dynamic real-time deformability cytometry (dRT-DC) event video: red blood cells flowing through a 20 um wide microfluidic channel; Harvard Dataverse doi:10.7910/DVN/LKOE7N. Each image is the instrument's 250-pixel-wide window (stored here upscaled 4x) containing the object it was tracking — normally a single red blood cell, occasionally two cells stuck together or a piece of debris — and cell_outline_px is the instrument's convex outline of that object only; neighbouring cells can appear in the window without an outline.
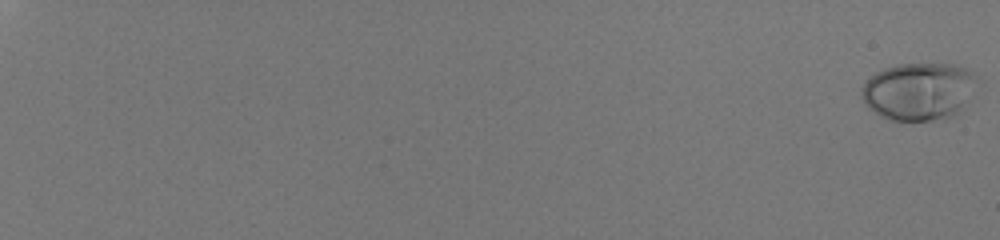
{"species": "human", "species_latin": "Homo sapiens", "temperature_condition": "room temperature", "stored_images_in_passage": 58, "camera_frame_rate_fps": 3000, "um_per_image_px": 0.085, "donor": {"sex": "male"}, "frame": {"image": 1, "passage_image": 1, "time_ms": 0.0, "image_size_px": [1000, 240], "cell_outline_px": [[984, 84], [952, 116], [932, 120], [888, 120], [880, 116], [868, 108], [864, 104], [860, 92], [860, 88], [876, 72], [884, 68], [896, 64], [956, 64], [980, 76]], "centroid_in_image_um": [78.16, 7.74], "position_along_channel_um": 6.8, "area_um2": 39.54}}
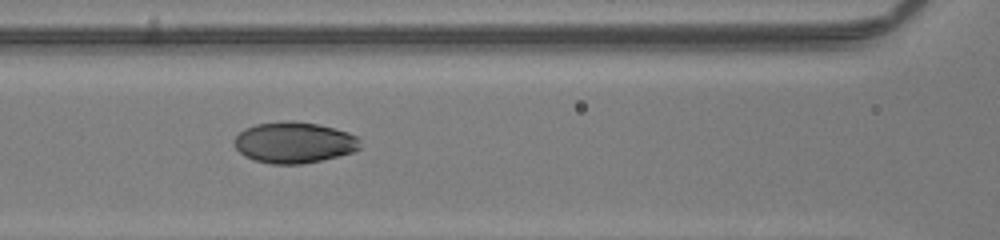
{"frame": {"image": 2, "passage_image": 33, "time_ms": 10.667, "image_size_px": [1000, 240], "cell_outline_px": [[360, 148], [352, 152], [320, 160], [300, 164], [272, 164], [256, 160], [244, 156], [232, 144], [232, 140], [244, 128], [256, 124], [284, 120], [292, 120], [316, 124], [348, 132], [356, 136], [360, 140]], "centroid_in_image_um": [24.95, 12.1], "position_along_channel_um": 141.6, "area_um2": 30.11}}
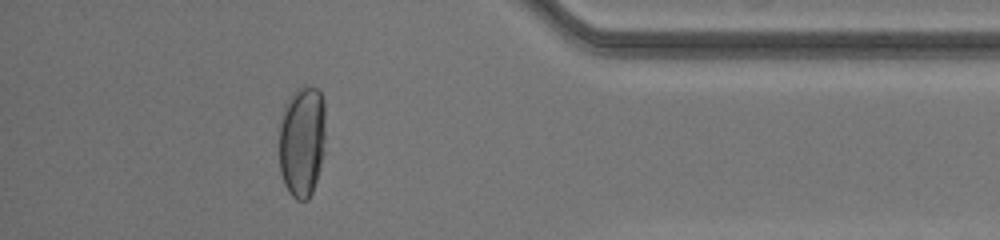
{"frame": {"image": 3, "passage_image": 54, "time_ms": 17.667, "image_size_px": [1000, 240], "cell_outline_px": [[324, 152], [320, 168], [312, 192], [308, 200], [296, 200], [288, 192], [284, 184], [280, 172], [280, 120], [284, 104], [292, 92], [296, 88], [304, 84], [308, 84], [316, 88], [320, 92], [324, 100]], "centroid_in_image_um": [25.67, 11.96], "position_along_channel_um": 409.5, "area_um2": 30.69}, "authors_computed_cell_mechanics": {"area_um2": 31.2409, "velocity_mm_per_s": 4.0831, "shape_relaxation_time_tau1_ms": 3.6581, "shape_relaxation_time_tau2_ms": null, "deformation_change_tau1": 0.1871, "deformation_change_tau2": null}}